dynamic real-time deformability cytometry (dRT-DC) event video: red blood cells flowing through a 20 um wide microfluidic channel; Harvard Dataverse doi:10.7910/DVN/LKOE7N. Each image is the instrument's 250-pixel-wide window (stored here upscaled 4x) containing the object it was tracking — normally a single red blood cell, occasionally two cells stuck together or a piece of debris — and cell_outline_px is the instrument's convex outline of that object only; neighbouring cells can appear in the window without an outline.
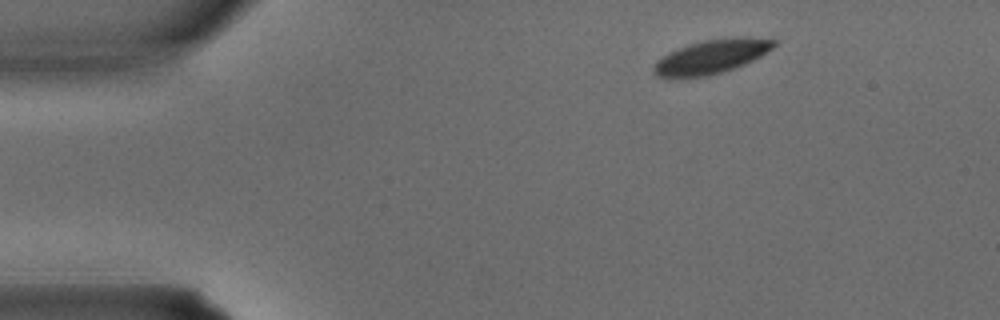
{"species": "common noctule bat (a hibernating species)", "species_latin": "Nyctalus noctula", "temperature_condition": "warm", "stored_images_in_passage": 2, "camera_frame_rate_fps": 3000, "um_per_image_px": 0.085, "animal": {"sex": "male", "body_mass_g": 15.6}, "frame": {"image": 1, "passage_image": 1, "time_ms": 0.0, "image_size_px": [1000, 320], "cell_outline_px": [[776, 44], [772, 48], [760, 56], [744, 64], [708, 76], [680, 80], [668, 80], [656, 76], [652, 72], [652, 64], [656, 60], [668, 52], [676, 48], [688, 44], [704, 40], [776, 40]], "centroid_in_image_um": [60.21, 4.93], "position_along_channel_um": 24.8, "area_um2": 23.41}}